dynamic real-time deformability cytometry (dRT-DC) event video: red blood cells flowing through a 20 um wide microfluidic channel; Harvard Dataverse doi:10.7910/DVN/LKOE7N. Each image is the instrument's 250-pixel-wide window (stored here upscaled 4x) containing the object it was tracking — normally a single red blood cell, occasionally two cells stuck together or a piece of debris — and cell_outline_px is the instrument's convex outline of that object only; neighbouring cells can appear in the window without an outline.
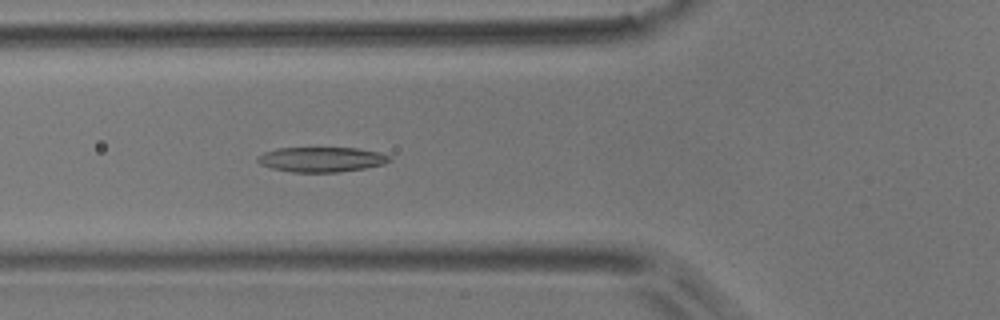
{"species": "common noctule bat (a hibernating species)", "species_latin": "Nyctalus noctula", "temperature_condition": "room temperature", "stored_images_in_passage": 55, "camera_frame_rate_fps": 3000, "um_per_image_px": 0.085, "animal": {"sex": "male", "body_mass_g": 17.9}, "frame": {"image": 1, "passage_image": 20, "time_ms": 6.333, "image_size_px": [1000, 320], "cell_outline_px": [[392, 160], [384, 164], [364, 168], [340, 172], [292, 172], [272, 168], [260, 164], [256, 160], [256, 156], [264, 152], [276, 148], [356, 148], [380, 152], [392, 156]], "centroid_in_image_um": [27.33, 13.55], "position_along_channel_um": 98.5, "area_um2": 19.31}}
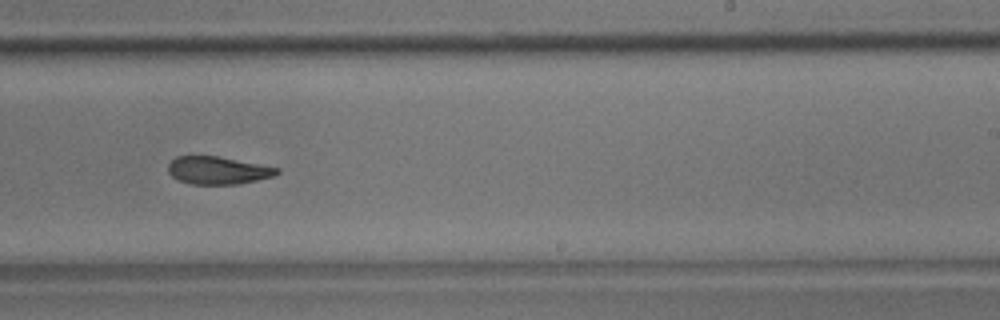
{"frame": {"image": 2, "passage_image": 34, "time_ms": 11.0, "image_size_px": [1000, 320], "cell_outline_px": [[280, 172], [272, 176], [240, 184], [192, 184], [180, 180], [172, 176], [168, 172], [168, 164], [176, 156], [216, 156], [260, 164], [280, 168]], "centroid_in_image_um": [18.51, 14.48], "position_along_channel_um": 270.5, "area_um2": 17.4}}
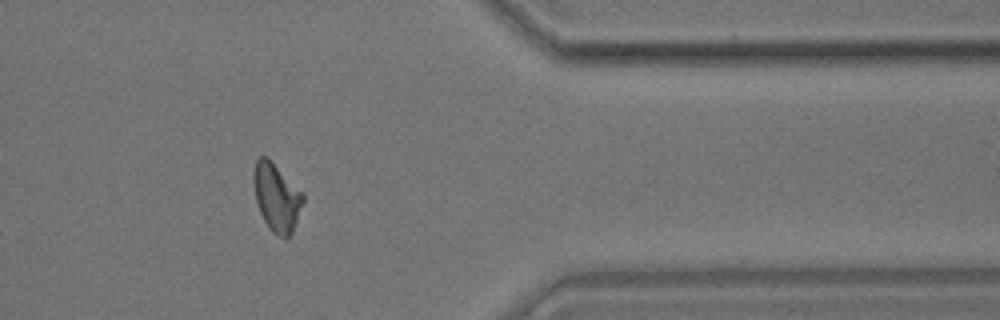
{"frame": {"image": 3, "passage_image": 45, "time_ms": 14.667, "image_size_px": [1000, 320], "cell_outline_px": [[304, 200], [292, 232], [288, 236], [280, 236], [272, 232], [264, 220], [260, 212], [256, 200], [252, 176], [256, 160], [260, 156], [268, 156], [304, 192]], "centroid_in_image_um": [23.51, 16.7], "position_along_channel_um": 387.9, "area_um2": 19.65}, "authors_computed_cell_mechanics": {"area_um2": 19.3052, "velocity_mm_per_s": 3.6859, "shape_relaxation_time_tau1_ms": null, "shape_relaxation_time_tau2_ms": 4.2211, "deformation_change_tau1": null, "deformation_change_tau2": 0.124}}